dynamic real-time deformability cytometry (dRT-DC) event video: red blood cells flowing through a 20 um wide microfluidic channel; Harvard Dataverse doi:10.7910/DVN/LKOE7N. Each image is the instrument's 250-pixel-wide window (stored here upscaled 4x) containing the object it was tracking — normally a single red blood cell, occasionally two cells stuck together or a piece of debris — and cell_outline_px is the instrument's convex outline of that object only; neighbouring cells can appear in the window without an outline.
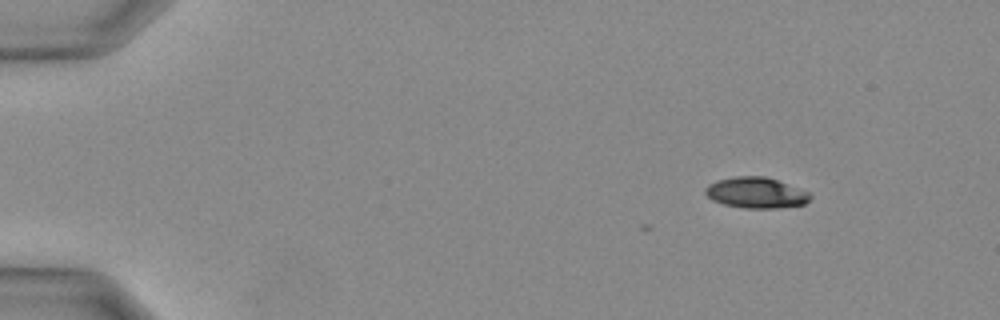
{"species": "Egyptian fruit bat (a non-hibernating species)", "species_latin": "Rousettus aegyptiacus", "temperature_condition": "warm", "stored_images_in_passage": 3, "camera_frame_rate_fps": 3000, "um_per_image_px": 0.085, "animal": {"sex": "female"}, "frame": {"image": 1, "passage_image": 1, "time_ms": 0.0, "image_size_px": [1000, 320], "cell_outline_px": [[812, 196], [804, 204], [776, 208], [744, 208], [724, 204], [712, 200], [704, 192], [704, 188], [708, 184], [716, 180], [736, 176], [764, 176], [776, 180], [808, 192]], "centroid_in_image_um": [64.21, 16.38], "position_along_channel_um": 20.8, "area_um2": 18.67}}